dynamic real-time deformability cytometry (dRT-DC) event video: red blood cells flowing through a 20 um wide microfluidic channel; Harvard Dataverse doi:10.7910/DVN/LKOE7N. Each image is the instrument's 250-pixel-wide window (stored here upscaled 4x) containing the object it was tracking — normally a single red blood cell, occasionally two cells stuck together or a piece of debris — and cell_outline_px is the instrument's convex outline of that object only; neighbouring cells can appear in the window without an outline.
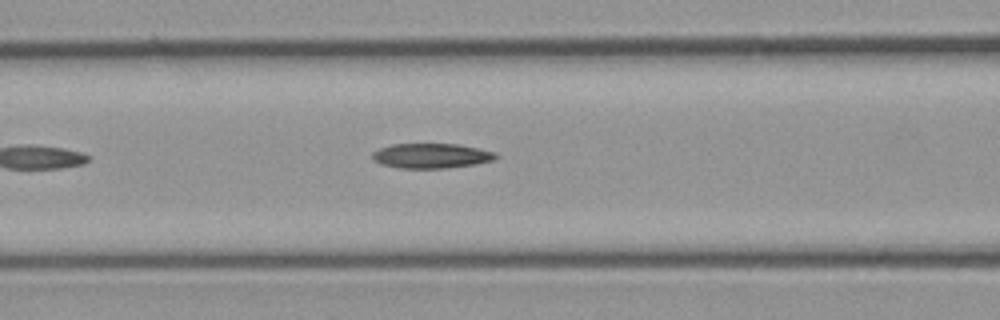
{"species": "common noctule bat (a hibernating species)", "species_latin": "Nyctalus noctula", "temperature_condition": "cold", "stored_images_in_passage": 4, "camera_frame_rate_fps": 3000, "um_per_image_px": 0.085, "animal": {"sex": "male", "body_mass_g": 23.1, "forearm_length_mm": 52.7}, "frame": {"image": 1, "passage_image": 4, "time_ms": 3.667, "image_size_px": [1000, 320], "cell_outline_px": [[500, 156], [492, 160], [476, 164], [444, 168], [396, 168], [380, 164], [372, 156], [372, 152], [380, 148], [392, 144], [456, 144], [496, 152]], "centroid_in_image_um": [36.66, 13.24], "position_along_channel_um": 129.9, "area_um2": 17.8}}